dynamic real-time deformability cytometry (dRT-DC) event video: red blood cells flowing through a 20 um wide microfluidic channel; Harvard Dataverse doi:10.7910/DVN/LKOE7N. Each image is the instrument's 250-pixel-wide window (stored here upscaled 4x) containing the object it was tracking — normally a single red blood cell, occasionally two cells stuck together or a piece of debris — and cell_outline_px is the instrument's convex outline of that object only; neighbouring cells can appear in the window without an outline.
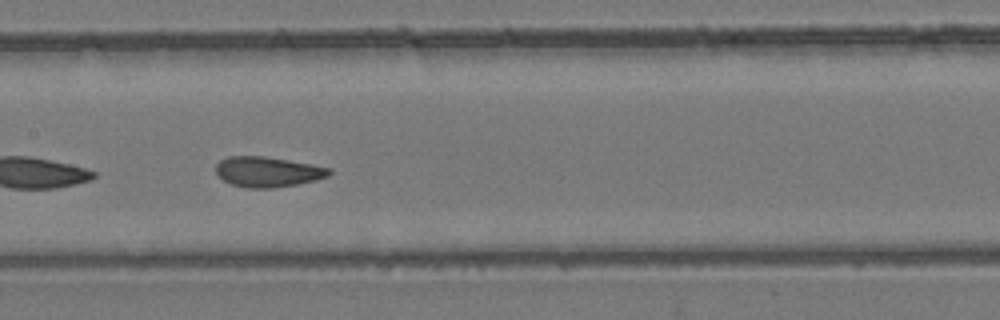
{"species": "common noctule bat (a hibernating species)", "species_latin": "Nyctalus noctula", "temperature_condition": "room temperature", "stored_images_in_passage": 31, "camera_frame_rate_fps": 3000, "um_per_image_px": 0.085, "animal": {"sex": "female", "body_mass_g": 24.6, "forearm_length_mm": 56.2}, "frame": {"image": 1, "passage_image": 27, "time_ms": 8.667, "image_size_px": [1000, 320], "cell_outline_px": [[332, 172], [328, 176], [296, 184], [272, 188], [248, 188], [232, 184], [224, 180], [216, 172], [216, 164], [220, 160], [228, 156], [264, 156], [312, 164], [332, 168]], "centroid_in_image_um": [22.75, 14.59], "position_along_channel_um": 184.6, "area_um2": 19.83}}